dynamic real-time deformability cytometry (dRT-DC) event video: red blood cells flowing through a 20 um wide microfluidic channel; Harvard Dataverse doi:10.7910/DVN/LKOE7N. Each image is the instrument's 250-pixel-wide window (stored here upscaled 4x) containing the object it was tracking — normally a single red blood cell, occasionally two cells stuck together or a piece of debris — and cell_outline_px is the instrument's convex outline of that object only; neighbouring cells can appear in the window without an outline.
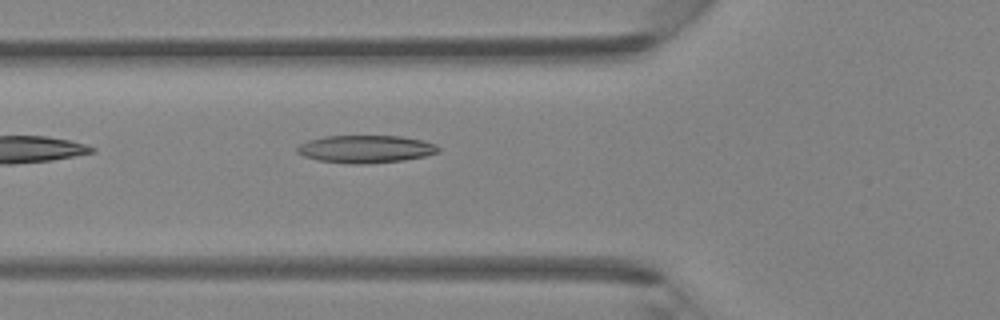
{"species": "Egyptian fruit bat (a non-hibernating species)", "species_latin": "Rousettus aegyptiacus", "temperature_condition": "room temperature", "stored_images_in_passage": 5, "camera_frame_rate_fps": 3000, "um_per_image_px": 0.085, "animal": {"sex": "female"}, "frame": {"image": 1, "passage_image": 5, "time_ms": 1.333, "image_size_px": [1000, 320], "cell_outline_px": [[440, 152], [424, 156], [404, 160], [368, 164], [348, 164], [320, 160], [304, 156], [296, 152], [296, 148], [300, 144], [308, 140], [324, 136], [400, 136], [424, 140], [436, 144], [440, 148]], "centroid_in_image_um": [31.1, 12.67], "position_along_channel_um": 94.7, "area_um2": 22.89}}